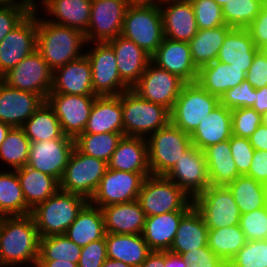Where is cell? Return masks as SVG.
Listing matches in <instances>:
<instances>
[{
    "label": "cell",
    "instance_id": "cell-1",
    "mask_svg": "<svg viewBox=\"0 0 267 267\" xmlns=\"http://www.w3.org/2000/svg\"><path fill=\"white\" fill-rule=\"evenodd\" d=\"M40 236L32 216L0 217V264H37Z\"/></svg>",
    "mask_w": 267,
    "mask_h": 267
},
{
    "label": "cell",
    "instance_id": "cell-2",
    "mask_svg": "<svg viewBox=\"0 0 267 267\" xmlns=\"http://www.w3.org/2000/svg\"><path fill=\"white\" fill-rule=\"evenodd\" d=\"M85 43L83 32L37 19V50L53 71L81 58L79 50Z\"/></svg>",
    "mask_w": 267,
    "mask_h": 267
},
{
    "label": "cell",
    "instance_id": "cell-3",
    "mask_svg": "<svg viewBox=\"0 0 267 267\" xmlns=\"http://www.w3.org/2000/svg\"><path fill=\"white\" fill-rule=\"evenodd\" d=\"M88 200L75 193L58 190L44 202L36 205L30 215L40 237L65 234Z\"/></svg>",
    "mask_w": 267,
    "mask_h": 267
},
{
    "label": "cell",
    "instance_id": "cell-4",
    "mask_svg": "<svg viewBox=\"0 0 267 267\" xmlns=\"http://www.w3.org/2000/svg\"><path fill=\"white\" fill-rule=\"evenodd\" d=\"M124 136L143 137L153 134L170 122V111L164 106L141 98L132 89L120 94Z\"/></svg>",
    "mask_w": 267,
    "mask_h": 267
},
{
    "label": "cell",
    "instance_id": "cell-5",
    "mask_svg": "<svg viewBox=\"0 0 267 267\" xmlns=\"http://www.w3.org/2000/svg\"><path fill=\"white\" fill-rule=\"evenodd\" d=\"M138 201L146 217L173 211H189L194 206L191 197L165 175L147 176Z\"/></svg>",
    "mask_w": 267,
    "mask_h": 267
},
{
    "label": "cell",
    "instance_id": "cell-6",
    "mask_svg": "<svg viewBox=\"0 0 267 267\" xmlns=\"http://www.w3.org/2000/svg\"><path fill=\"white\" fill-rule=\"evenodd\" d=\"M219 104L220 98L211 95L197 82L186 83L170 111V122L191 135Z\"/></svg>",
    "mask_w": 267,
    "mask_h": 267
},
{
    "label": "cell",
    "instance_id": "cell-7",
    "mask_svg": "<svg viewBox=\"0 0 267 267\" xmlns=\"http://www.w3.org/2000/svg\"><path fill=\"white\" fill-rule=\"evenodd\" d=\"M121 35L152 56L164 39L160 8L128 6Z\"/></svg>",
    "mask_w": 267,
    "mask_h": 267
},
{
    "label": "cell",
    "instance_id": "cell-8",
    "mask_svg": "<svg viewBox=\"0 0 267 267\" xmlns=\"http://www.w3.org/2000/svg\"><path fill=\"white\" fill-rule=\"evenodd\" d=\"M148 137L149 167L152 175H166L192 145L190 135L171 122Z\"/></svg>",
    "mask_w": 267,
    "mask_h": 267
},
{
    "label": "cell",
    "instance_id": "cell-9",
    "mask_svg": "<svg viewBox=\"0 0 267 267\" xmlns=\"http://www.w3.org/2000/svg\"><path fill=\"white\" fill-rule=\"evenodd\" d=\"M107 168L108 163L88 156L74 147L59 181V190L79 194L89 201Z\"/></svg>",
    "mask_w": 267,
    "mask_h": 267
},
{
    "label": "cell",
    "instance_id": "cell-10",
    "mask_svg": "<svg viewBox=\"0 0 267 267\" xmlns=\"http://www.w3.org/2000/svg\"><path fill=\"white\" fill-rule=\"evenodd\" d=\"M193 205L201 213L208 229L239 224L241 213L227 186L210 185L193 199Z\"/></svg>",
    "mask_w": 267,
    "mask_h": 267
},
{
    "label": "cell",
    "instance_id": "cell-11",
    "mask_svg": "<svg viewBox=\"0 0 267 267\" xmlns=\"http://www.w3.org/2000/svg\"><path fill=\"white\" fill-rule=\"evenodd\" d=\"M0 79L10 87L33 92L46 101L52 88L53 70L36 49Z\"/></svg>",
    "mask_w": 267,
    "mask_h": 267
},
{
    "label": "cell",
    "instance_id": "cell-12",
    "mask_svg": "<svg viewBox=\"0 0 267 267\" xmlns=\"http://www.w3.org/2000/svg\"><path fill=\"white\" fill-rule=\"evenodd\" d=\"M92 73V86L96 96H117L131 89L120 77L116 56L107 42H96L92 51L85 54Z\"/></svg>",
    "mask_w": 267,
    "mask_h": 267
},
{
    "label": "cell",
    "instance_id": "cell-13",
    "mask_svg": "<svg viewBox=\"0 0 267 267\" xmlns=\"http://www.w3.org/2000/svg\"><path fill=\"white\" fill-rule=\"evenodd\" d=\"M36 7L0 42V78L37 49Z\"/></svg>",
    "mask_w": 267,
    "mask_h": 267
},
{
    "label": "cell",
    "instance_id": "cell-14",
    "mask_svg": "<svg viewBox=\"0 0 267 267\" xmlns=\"http://www.w3.org/2000/svg\"><path fill=\"white\" fill-rule=\"evenodd\" d=\"M185 84L179 76L150 62L131 89L141 98L160 104L171 111Z\"/></svg>",
    "mask_w": 267,
    "mask_h": 267
},
{
    "label": "cell",
    "instance_id": "cell-15",
    "mask_svg": "<svg viewBox=\"0 0 267 267\" xmlns=\"http://www.w3.org/2000/svg\"><path fill=\"white\" fill-rule=\"evenodd\" d=\"M145 177L141 173L107 168L89 202L99 208L138 200Z\"/></svg>",
    "mask_w": 267,
    "mask_h": 267
},
{
    "label": "cell",
    "instance_id": "cell-16",
    "mask_svg": "<svg viewBox=\"0 0 267 267\" xmlns=\"http://www.w3.org/2000/svg\"><path fill=\"white\" fill-rule=\"evenodd\" d=\"M96 96L49 93L46 102L59 119L63 134L75 139L84 132Z\"/></svg>",
    "mask_w": 267,
    "mask_h": 267
},
{
    "label": "cell",
    "instance_id": "cell-17",
    "mask_svg": "<svg viewBox=\"0 0 267 267\" xmlns=\"http://www.w3.org/2000/svg\"><path fill=\"white\" fill-rule=\"evenodd\" d=\"M192 200L210 186L207 161L202 150L191 145L165 175ZM191 194V195H190Z\"/></svg>",
    "mask_w": 267,
    "mask_h": 267
},
{
    "label": "cell",
    "instance_id": "cell-18",
    "mask_svg": "<svg viewBox=\"0 0 267 267\" xmlns=\"http://www.w3.org/2000/svg\"><path fill=\"white\" fill-rule=\"evenodd\" d=\"M128 3L126 0H92L88 42H108L121 35Z\"/></svg>",
    "mask_w": 267,
    "mask_h": 267
},
{
    "label": "cell",
    "instance_id": "cell-19",
    "mask_svg": "<svg viewBox=\"0 0 267 267\" xmlns=\"http://www.w3.org/2000/svg\"><path fill=\"white\" fill-rule=\"evenodd\" d=\"M75 147L74 139L31 142L27 165L61 180Z\"/></svg>",
    "mask_w": 267,
    "mask_h": 267
},
{
    "label": "cell",
    "instance_id": "cell-20",
    "mask_svg": "<svg viewBox=\"0 0 267 267\" xmlns=\"http://www.w3.org/2000/svg\"><path fill=\"white\" fill-rule=\"evenodd\" d=\"M151 62L169 73L179 76L186 83L197 81L199 68L192 59L190 44L164 37L161 45L151 56Z\"/></svg>",
    "mask_w": 267,
    "mask_h": 267
},
{
    "label": "cell",
    "instance_id": "cell-21",
    "mask_svg": "<svg viewBox=\"0 0 267 267\" xmlns=\"http://www.w3.org/2000/svg\"><path fill=\"white\" fill-rule=\"evenodd\" d=\"M45 101L37 94L18 90L0 79V121L22 127Z\"/></svg>",
    "mask_w": 267,
    "mask_h": 267
},
{
    "label": "cell",
    "instance_id": "cell-22",
    "mask_svg": "<svg viewBox=\"0 0 267 267\" xmlns=\"http://www.w3.org/2000/svg\"><path fill=\"white\" fill-rule=\"evenodd\" d=\"M50 93L96 96L92 86L91 66L85 54L53 71Z\"/></svg>",
    "mask_w": 267,
    "mask_h": 267
},
{
    "label": "cell",
    "instance_id": "cell-23",
    "mask_svg": "<svg viewBox=\"0 0 267 267\" xmlns=\"http://www.w3.org/2000/svg\"><path fill=\"white\" fill-rule=\"evenodd\" d=\"M107 43L115 53L117 70L121 79L132 88L151 62V56L122 35L109 40Z\"/></svg>",
    "mask_w": 267,
    "mask_h": 267
},
{
    "label": "cell",
    "instance_id": "cell-24",
    "mask_svg": "<svg viewBox=\"0 0 267 267\" xmlns=\"http://www.w3.org/2000/svg\"><path fill=\"white\" fill-rule=\"evenodd\" d=\"M108 168L141 173L145 178L151 175L147 138L123 136L112 154Z\"/></svg>",
    "mask_w": 267,
    "mask_h": 267
},
{
    "label": "cell",
    "instance_id": "cell-25",
    "mask_svg": "<svg viewBox=\"0 0 267 267\" xmlns=\"http://www.w3.org/2000/svg\"><path fill=\"white\" fill-rule=\"evenodd\" d=\"M168 3V4H167ZM159 7L162 15L164 37L189 42L198 32L194 9L190 1L167 2Z\"/></svg>",
    "mask_w": 267,
    "mask_h": 267
},
{
    "label": "cell",
    "instance_id": "cell-26",
    "mask_svg": "<svg viewBox=\"0 0 267 267\" xmlns=\"http://www.w3.org/2000/svg\"><path fill=\"white\" fill-rule=\"evenodd\" d=\"M123 133L120 95L96 96L85 130L81 134Z\"/></svg>",
    "mask_w": 267,
    "mask_h": 267
},
{
    "label": "cell",
    "instance_id": "cell-27",
    "mask_svg": "<svg viewBox=\"0 0 267 267\" xmlns=\"http://www.w3.org/2000/svg\"><path fill=\"white\" fill-rule=\"evenodd\" d=\"M106 233L142 234L145 214L138 200L101 208Z\"/></svg>",
    "mask_w": 267,
    "mask_h": 267
},
{
    "label": "cell",
    "instance_id": "cell-28",
    "mask_svg": "<svg viewBox=\"0 0 267 267\" xmlns=\"http://www.w3.org/2000/svg\"><path fill=\"white\" fill-rule=\"evenodd\" d=\"M258 51L247 28H232L227 33L216 60L241 68L247 73Z\"/></svg>",
    "mask_w": 267,
    "mask_h": 267
},
{
    "label": "cell",
    "instance_id": "cell-29",
    "mask_svg": "<svg viewBox=\"0 0 267 267\" xmlns=\"http://www.w3.org/2000/svg\"><path fill=\"white\" fill-rule=\"evenodd\" d=\"M231 136V110L219 104L201 121L190 138L192 145L203 151L210 145L229 140Z\"/></svg>",
    "mask_w": 267,
    "mask_h": 267
},
{
    "label": "cell",
    "instance_id": "cell-30",
    "mask_svg": "<svg viewBox=\"0 0 267 267\" xmlns=\"http://www.w3.org/2000/svg\"><path fill=\"white\" fill-rule=\"evenodd\" d=\"M188 211H173L145 218L143 239L151 251H169L182 217Z\"/></svg>",
    "mask_w": 267,
    "mask_h": 267
},
{
    "label": "cell",
    "instance_id": "cell-31",
    "mask_svg": "<svg viewBox=\"0 0 267 267\" xmlns=\"http://www.w3.org/2000/svg\"><path fill=\"white\" fill-rule=\"evenodd\" d=\"M246 80L241 68L217 60L199 68L197 83L211 95L221 98L229 89Z\"/></svg>",
    "mask_w": 267,
    "mask_h": 267
},
{
    "label": "cell",
    "instance_id": "cell-32",
    "mask_svg": "<svg viewBox=\"0 0 267 267\" xmlns=\"http://www.w3.org/2000/svg\"><path fill=\"white\" fill-rule=\"evenodd\" d=\"M208 231L201 213L193 206L181 219L170 252L182 255L208 246Z\"/></svg>",
    "mask_w": 267,
    "mask_h": 267
},
{
    "label": "cell",
    "instance_id": "cell-33",
    "mask_svg": "<svg viewBox=\"0 0 267 267\" xmlns=\"http://www.w3.org/2000/svg\"><path fill=\"white\" fill-rule=\"evenodd\" d=\"M65 235L81 248L90 242L105 238L106 231L101 208L88 201L66 230Z\"/></svg>",
    "mask_w": 267,
    "mask_h": 267
},
{
    "label": "cell",
    "instance_id": "cell-34",
    "mask_svg": "<svg viewBox=\"0 0 267 267\" xmlns=\"http://www.w3.org/2000/svg\"><path fill=\"white\" fill-rule=\"evenodd\" d=\"M105 240L107 257L131 267L140 266L151 252L142 234L106 233Z\"/></svg>",
    "mask_w": 267,
    "mask_h": 267
},
{
    "label": "cell",
    "instance_id": "cell-35",
    "mask_svg": "<svg viewBox=\"0 0 267 267\" xmlns=\"http://www.w3.org/2000/svg\"><path fill=\"white\" fill-rule=\"evenodd\" d=\"M48 13L55 16L57 21L51 23L87 32L91 16L92 0H43Z\"/></svg>",
    "mask_w": 267,
    "mask_h": 267
},
{
    "label": "cell",
    "instance_id": "cell-36",
    "mask_svg": "<svg viewBox=\"0 0 267 267\" xmlns=\"http://www.w3.org/2000/svg\"><path fill=\"white\" fill-rule=\"evenodd\" d=\"M26 205L32 210L59 190V182L52 176L28 165L16 169Z\"/></svg>",
    "mask_w": 267,
    "mask_h": 267
},
{
    "label": "cell",
    "instance_id": "cell-37",
    "mask_svg": "<svg viewBox=\"0 0 267 267\" xmlns=\"http://www.w3.org/2000/svg\"><path fill=\"white\" fill-rule=\"evenodd\" d=\"M203 152L207 161L210 185L227 186L239 176L231 154L230 139L210 145Z\"/></svg>",
    "mask_w": 267,
    "mask_h": 267
},
{
    "label": "cell",
    "instance_id": "cell-38",
    "mask_svg": "<svg viewBox=\"0 0 267 267\" xmlns=\"http://www.w3.org/2000/svg\"><path fill=\"white\" fill-rule=\"evenodd\" d=\"M231 29L228 25L198 29L197 34L189 41L192 59L198 68L217 59L224 39Z\"/></svg>",
    "mask_w": 267,
    "mask_h": 267
},
{
    "label": "cell",
    "instance_id": "cell-39",
    "mask_svg": "<svg viewBox=\"0 0 267 267\" xmlns=\"http://www.w3.org/2000/svg\"><path fill=\"white\" fill-rule=\"evenodd\" d=\"M31 142L52 139H73L63 134L59 119L45 101L22 126Z\"/></svg>",
    "mask_w": 267,
    "mask_h": 267
},
{
    "label": "cell",
    "instance_id": "cell-40",
    "mask_svg": "<svg viewBox=\"0 0 267 267\" xmlns=\"http://www.w3.org/2000/svg\"><path fill=\"white\" fill-rule=\"evenodd\" d=\"M31 213L21 189L16 170L0 173V217L25 216Z\"/></svg>",
    "mask_w": 267,
    "mask_h": 267
},
{
    "label": "cell",
    "instance_id": "cell-41",
    "mask_svg": "<svg viewBox=\"0 0 267 267\" xmlns=\"http://www.w3.org/2000/svg\"><path fill=\"white\" fill-rule=\"evenodd\" d=\"M245 234L238 225L209 229L208 247L228 264L246 244Z\"/></svg>",
    "mask_w": 267,
    "mask_h": 267
},
{
    "label": "cell",
    "instance_id": "cell-42",
    "mask_svg": "<svg viewBox=\"0 0 267 267\" xmlns=\"http://www.w3.org/2000/svg\"><path fill=\"white\" fill-rule=\"evenodd\" d=\"M227 187L232 192L241 214L266 206L262 183L252 177L239 175Z\"/></svg>",
    "mask_w": 267,
    "mask_h": 267
},
{
    "label": "cell",
    "instance_id": "cell-43",
    "mask_svg": "<svg viewBox=\"0 0 267 267\" xmlns=\"http://www.w3.org/2000/svg\"><path fill=\"white\" fill-rule=\"evenodd\" d=\"M123 133L80 134L75 147L82 153L109 163Z\"/></svg>",
    "mask_w": 267,
    "mask_h": 267
},
{
    "label": "cell",
    "instance_id": "cell-44",
    "mask_svg": "<svg viewBox=\"0 0 267 267\" xmlns=\"http://www.w3.org/2000/svg\"><path fill=\"white\" fill-rule=\"evenodd\" d=\"M31 141L22 127H11L0 146V158L14 170L27 165Z\"/></svg>",
    "mask_w": 267,
    "mask_h": 267
},
{
    "label": "cell",
    "instance_id": "cell-45",
    "mask_svg": "<svg viewBox=\"0 0 267 267\" xmlns=\"http://www.w3.org/2000/svg\"><path fill=\"white\" fill-rule=\"evenodd\" d=\"M81 250L65 234L40 237L38 260H67L78 264Z\"/></svg>",
    "mask_w": 267,
    "mask_h": 267
},
{
    "label": "cell",
    "instance_id": "cell-46",
    "mask_svg": "<svg viewBox=\"0 0 267 267\" xmlns=\"http://www.w3.org/2000/svg\"><path fill=\"white\" fill-rule=\"evenodd\" d=\"M266 2L264 0H230L222 6L226 25L232 28H247Z\"/></svg>",
    "mask_w": 267,
    "mask_h": 267
},
{
    "label": "cell",
    "instance_id": "cell-47",
    "mask_svg": "<svg viewBox=\"0 0 267 267\" xmlns=\"http://www.w3.org/2000/svg\"><path fill=\"white\" fill-rule=\"evenodd\" d=\"M228 267H267V240L247 241Z\"/></svg>",
    "mask_w": 267,
    "mask_h": 267
},
{
    "label": "cell",
    "instance_id": "cell-48",
    "mask_svg": "<svg viewBox=\"0 0 267 267\" xmlns=\"http://www.w3.org/2000/svg\"><path fill=\"white\" fill-rule=\"evenodd\" d=\"M0 5V42L17 26L31 11L36 4L33 0H20Z\"/></svg>",
    "mask_w": 267,
    "mask_h": 267
},
{
    "label": "cell",
    "instance_id": "cell-49",
    "mask_svg": "<svg viewBox=\"0 0 267 267\" xmlns=\"http://www.w3.org/2000/svg\"><path fill=\"white\" fill-rule=\"evenodd\" d=\"M198 29H211L226 25L222 7L214 0H190Z\"/></svg>",
    "mask_w": 267,
    "mask_h": 267
},
{
    "label": "cell",
    "instance_id": "cell-50",
    "mask_svg": "<svg viewBox=\"0 0 267 267\" xmlns=\"http://www.w3.org/2000/svg\"><path fill=\"white\" fill-rule=\"evenodd\" d=\"M239 226L247 241L267 240V205L241 214Z\"/></svg>",
    "mask_w": 267,
    "mask_h": 267
},
{
    "label": "cell",
    "instance_id": "cell-51",
    "mask_svg": "<svg viewBox=\"0 0 267 267\" xmlns=\"http://www.w3.org/2000/svg\"><path fill=\"white\" fill-rule=\"evenodd\" d=\"M232 135L243 138H250L259 125L262 124V115L254 109L240 107L231 110Z\"/></svg>",
    "mask_w": 267,
    "mask_h": 267
},
{
    "label": "cell",
    "instance_id": "cell-52",
    "mask_svg": "<svg viewBox=\"0 0 267 267\" xmlns=\"http://www.w3.org/2000/svg\"><path fill=\"white\" fill-rule=\"evenodd\" d=\"M255 89L252 85L244 80L234 88L227 90L220 98V104L230 110L247 107L251 108L254 105Z\"/></svg>",
    "mask_w": 267,
    "mask_h": 267
},
{
    "label": "cell",
    "instance_id": "cell-53",
    "mask_svg": "<svg viewBox=\"0 0 267 267\" xmlns=\"http://www.w3.org/2000/svg\"><path fill=\"white\" fill-rule=\"evenodd\" d=\"M230 147L239 175H247L254 154V148L250 144L249 138L232 135Z\"/></svg>",
    "mask_w": 267,
    "mask_h": 267
},
{
    "label": "cell",
    "instance_id": "cell-54",
    "mask_svg": "<svg viewBox=\"0 0 267 267\" xmlns=\"http://www.w3.org/2000/svg\"><path fill=\"white\" fill-rule=\"evenodd\" d=\"M188 267H228L208 246L183 253Z\"/></svg>",
    "mask_w": 267,
    "mask_h": 267
},
{
    "label": "cell",
    "instance_id": "cell-55",
    "mask_svg": "<svg viewBox=\"0 0 267 267\" xmlns=\"http://www.w3.org/2000/svg\"><path fill=\"white\" fill-rule=\"evenodd\" d=\"M107 258L106 240L102 238L82 247L78 267H101Z\"/></svg>",
    "mask_w": 267,
    "mask_h": 267
},
{
    "label": "cell",
    "instance_id": "cell-56",
    "mask_svg": "<svg viewBox=\"0 0 267 267\" xmlns=\"http://www.w3.org/2000/svg\"><path fill=\"white\" fill-rule=\"evenodd\" d=\"M246 80L254 89L267 86V56L260 50L256 53L252 65L246 73Z\"/></svg>",
    "mask_w": 267,
    "mask_h": 267
},
{
    "label": "cell",
    "instance_id": "cell-57",
    "mask_svg": "<svg viewBox=\"0 0 267 267\" xmlns=\"http://www.w3.org/2000/svg\"><path fill=\"white\" fill-rule=\"evenodd\" d=\"M255 46L260 49L267 44V2L260 9V13L247 27Z\"/></svg>",
    "mask_w": 267,
    "mask_h": 267
},
{
    "label": "cell",
    "instance_id": "cell-58",
    "mask_svg": "<svg viewBox=\"0 0 267 267\" xmlns=\"http://www.w3.org/2000/svg\"><path fill=\"white\" fill-rule=\"evenodd\" d=\"M247 176L261 183L267 180V151L254 150Z\"/></svg>",
    "mask_w": 267,
    "mask_h": 267
},
{
    "label": "cell",
    "instance_id": "cell-59",
    "mask_svg": "<svg viewBox=\"0 0 267 267\" xmlns=\"http://www.w3.org/2000/svg\"><path fill=\"white\" fill-rule=\"evenodd\" d=\"M254 150L267 151V126L261 124L249 138Z\"/></svg>",
    "mask_w": 267,
    "mask_h": 267
},
{
    "label": "cell",
    "instance_id": "cell-60",
    "mask_svg": "<svg viewBox=\"0 0 267 267\" xmlns=\"http://www.w3.org/2000/svg\"><path fill=\"white\" fill-rule=\"evenodd\" d=\"M251 108L260 115L267 112V86L255 89L254 105Z\"/></svg>",
    "mask_w": 267,
    "mask_h": 267
},
{
    "label": "cell",
    "instance_id": "cell-61",
    "mask_svg": "<svg viewBox=\"0 0 267 267\" xmlns=\"http://www.w3.org/2000/svg\"><path fill=\"white\" fill-rule=\"evenodd\" d=\"M165 264V251H151L146 260L138 267H163Z\"/></svg>",
    "mask_w": 267,
    "mask_h": 267
},
{
    "label": "cell",
    "instance_id": "cell-62",
    "mask_svg": "<svg viewBox=\"0 0 267 267\" xmlns=\"http://www.w3.org/2000/svg\"><path fill=\"white\" fill-rule=\"evenodd\" d=\"M163 267H188L181 255L165 251V264Z\"/></svg>",
    "mask_w": 267,
    "mask_h": 267
},
{
    "label": "cell",
    "instance_id": "cell-63",
    "mask_svg": "<svg viewBox=\"0 0 267 267\" xmlns=\"http://www.w3.org/2000/svg\"><path fill=\"white\" fill-rule=\"evenodd\" d=\"M36 267H78V264L67 260H38Z\"/></svg>",
    "mask_w": 267,
    "mask_h": 267
},
{
    "label": "cell",
    "instance_id": "cell-64",
    "mask_svg": "<svg viewBox=\"0 0 267 267\" xmlns=\"http://www.w3.org/2000/svg\"><path fill=\"white\" fill-rule=\"evenodd\" d=\"M128 6L160 7L161 0H126ZM159 1V3H158Z\"/></svg>",
    "mask_w": 267,
    "mask_h": 267
},
{
    "label": "cell",
    "instance_id": "cell-65",
    "mask_svg": "<svg viewBox=\"0 0 267 267\" xmlns=\"http://www.w3.org/2000/svg\"><path fill=\"white\" fill-rule=\"evenodd\" d=\"M101 267H131L124 262L107 258Z\"/></svg>",
    "mask_w": 267,
    "mask_h": 267
},
{
    "label": "cell",
    "instance_id": "cell-66",
    "mask_svg": "<svg viewBox=\"0 0 267 267\" xmlns=\"http://www.w3.org/2000/svg\"><path fill=\"white\" fill-rule=\"evenodd\" d=\"M11 126L0 121V146L4 142L5 137L10 130Z\"/></svg>",
    "mask_w": 267,
    "mask_h": 267
},
{
    "label": "cell",
    "instance_id": "cell-67",
    "mask_svg": "<svg viewBox=\"0 0 267 267\" xmlns=\"http://www.w3.org/2000/svg\"><path fill=\"white\" fill-rule=\"evenodd\" d=\"M262 186H263V191H264L265 203L267 205V180L262 183Z\"/></svg>",
    "mask_w": 267,
    "mask_h": 267
},
{
    "label": "cell",
    "instance_id": "cell-68",
    "mask_svg": "<svg viewBox=\"0 0 267 267\" xmlns=\"http://www.w3.org/2000/svg\"><path fill=\"white\" fill-rule=\"evenodd\" d=\"M262 124L267 126V112L262 115Z\"/></svg>",
    "mask_w": 267,
    "mask_h": 267
},
{
    "label": "cell",
    "instance_id": "cell-69",
    "mask_svg": "<svg viewBox=\"0 0 267 267\" xmlns=\"http://www.w3.org/2000/svg\"><path fill=\"white\" fill-rule=\"evenodd\" d=\"M218 5H220L221 7L227 3V1H230V0H214Z\"/></svg>",
    "mask_w": 267,
    "mask_h": 267
},
{
    "label": "cell",
    "instance_id": "cell-70",
    "mask_svg": "<svg viewBox=\"0 0 267 267\" xmlns=\"http://www.w3.org/2000/svg\"><path fill=\"white\" fill-rule=\"evenodd\" d=\"M259 50L267 56V44L263 45Z\"/></svg>",
    "mask_w": 267,
    "mask_h": 267
},
{
    "label": "cell",
    "instance_id": "cell-71",
    "mask_svg": "<svg viewBox=\"0 0 267 267\" xmlns=\"http://www.w3.org/2000/svg\"><path fill=\"white\" fill-rule=\"evenodd\" d=\"M15 0H0V5H3V4H8V3H11V2H14Z\"/></svg>",
    "mask_w": 267,
    "mask_h": 267
},
{
    "label": "cell",
    "instance_id": "cell-72",
    "mask_svg": "<svg viewBox=\"0 0 267 267\" xmlns=\"http://www.w3.org/2000/svg\"><path fill=\"white\" fill-rule=\"evenodd\" d=\"M171 1H190V0H161V5L162 3H167V2H171Z\"/></svg>",
    "mask_w": 267,
    "mask_h": 267
}]
</instances>
